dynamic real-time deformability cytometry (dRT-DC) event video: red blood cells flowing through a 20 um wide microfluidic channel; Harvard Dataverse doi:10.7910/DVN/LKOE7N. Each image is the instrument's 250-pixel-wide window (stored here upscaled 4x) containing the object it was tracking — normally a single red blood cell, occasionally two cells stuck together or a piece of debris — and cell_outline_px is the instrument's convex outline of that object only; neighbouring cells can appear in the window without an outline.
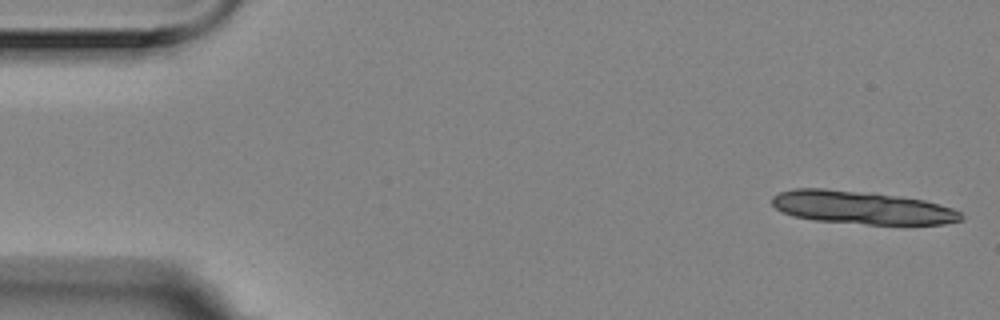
{"species": "Egyptian fruit bat (a non-hibernating species)", "species_latin": "Rousettus aegyptiacus", "temperature_condition": "room temperature", "stored_images_in_passage": 5, "camera_frame_rate_fps": 3000, "um_per_image_px": 0.085, "animal": {"sex": "female"}, "frame": {"image": 1, "passage_image": 1, "time_ms": 0.0, "image_size_px": [1000, 320], "cell_outline_px": [[964, 220], [944, 224], [868, 224], [812, 220], [792, 216], [776, 208], [772, 204], [772, 196], [780, 192], [796, 188], [824, 188], [900, 196], [924, 200], [952, 208], [960, 212], [964, 216]], "centroid_in_image_um": [73.25, 17.64], "position_along_channel_um": 11.7, "area_um2": 36.3}}